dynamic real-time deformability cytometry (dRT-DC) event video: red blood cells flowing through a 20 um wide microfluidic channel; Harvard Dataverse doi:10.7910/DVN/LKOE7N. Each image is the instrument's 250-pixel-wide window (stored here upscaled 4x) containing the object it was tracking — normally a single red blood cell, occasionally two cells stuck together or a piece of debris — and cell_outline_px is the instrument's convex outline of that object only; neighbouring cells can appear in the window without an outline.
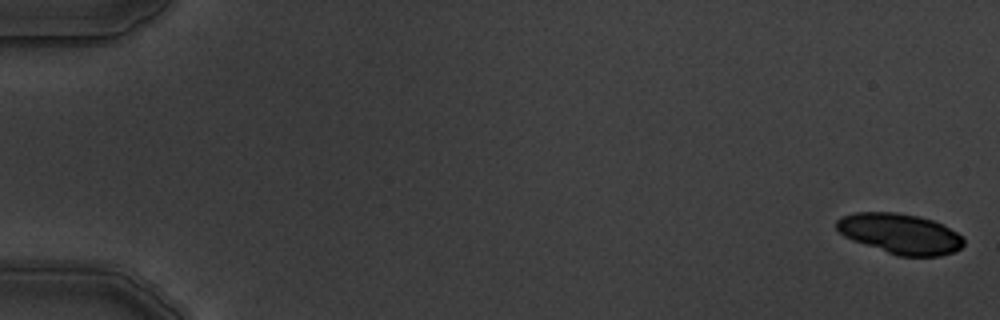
{"species": "common noctule bat (a hibernating species)", "species_latin": "Nyctalus noctula", "temperature_condition": "warm", "stored_images_in_passage": 5, "camera_frame_rate_fps": 3000, "um_per_image_px": 0.085, "animal": {"sex": "male", "body_mass_g": 19.5, "forearm_length_mm": 54.6}, "frame": {"image": 1, "passage_image": 1, "time_ms": 0.0, "image_size_px": [1000, 320], "cell_outline_px": [[964, 244], [960, 248], [952, 252], [940, 256], [896, 256], [852, 240], [844, 236], [836, 228], [836, 220], [840, 216], [856, 212], [896, 212], [920, 216], [944, 224], [956, 232], [964, 240]], "centroid_in_image_um": [76.49, 19.86], "position_along_channel_um": 8.5, "area_um2": 30.0}}